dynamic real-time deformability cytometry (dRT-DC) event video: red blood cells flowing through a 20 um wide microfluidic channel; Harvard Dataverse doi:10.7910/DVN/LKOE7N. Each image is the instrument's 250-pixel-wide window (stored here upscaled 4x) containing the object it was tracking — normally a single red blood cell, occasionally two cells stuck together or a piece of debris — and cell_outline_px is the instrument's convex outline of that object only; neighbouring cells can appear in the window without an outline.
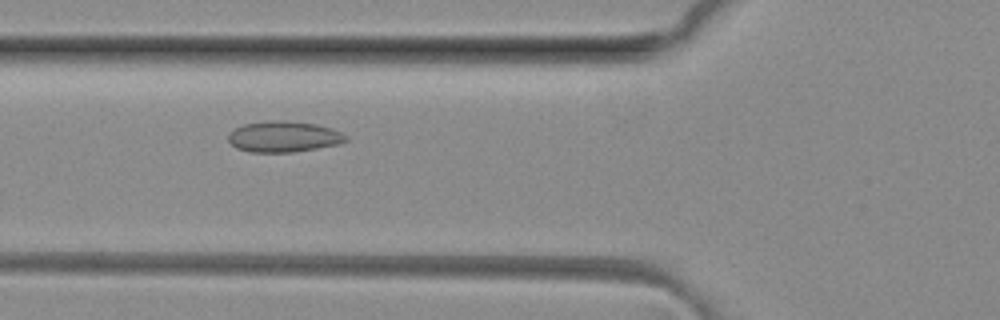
{"species": "common noctule bat (a hibernating species)", "species_latin": "Nyctalus noctula", "temperature_condition": "room temperature", "stored_images_in_passage": 30, "camera_frame_rate_fps": 3000, "um_per_image_px": 0.085, "animal": {"sex": "female", "body_mass_g": 29.2, "forearm_length_mm": 56.3}, "frame": {"image": 1, "passage_image": 6, "time_ms": 1.667, "image_size_px": [1000, 320], "cell_outline_px": [[348, 140], [340, 144], [292, 152], [248, 152], [236, 148], [228, 140], [228, 132], [244, 124], [268, 120], [288, 120], [316, 124], [332, 128], [348, 136]], "centroid_in_image_um": [24.11, 11.61], "position_along_channel_um": 101.7, "area_um2": 21.39}}
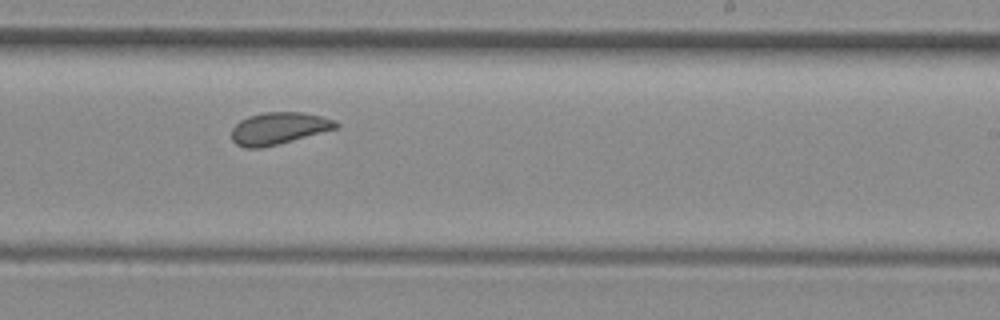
{"frame": {"image": 2, "passage_image": 18, "time_ms": 5.667, "image_size_px": [1000, 320], "cell_outline_px": [[340, 124], [336, 128], [292, 140], [260, 148], [244, 148], [236, 144], [232, 140], [232, 128], [240, 120], [248, 116], [264, 112], [304, 112], [336, 120]], "centroid_in_image_um": [23.66, 10.9], "position_along_channel_um": 265.3, "area_um2": 19.31}}
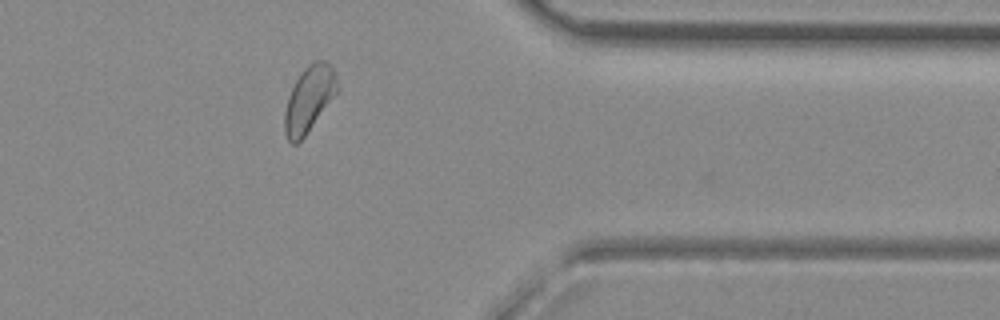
{"frame": {"image": 3, "passage_image": 28, "time_ms": 9.0, "image_size_px": [1000, 320], "cell_outline_px": [[340, 88], [304, 136], [296, 144], [292, 144], [288, 140], [284, 132], [284, 112], [288, 96], [296, 80], [304, 68], [308, 64], [316, 60], [324, 60], [332, 64], [336, 72]], "centroid_in_image_um": [26.29, 8.37], "position_along_channel_um": 385.1, "area_um2": 20.23}, "authors_computed_cell_mechanics": {"area_um2": 19.8543, "velocity_mm_per_s": 4.1019, "shape_relaxation_time_tau1_ms": null, "shape_relaxation_time_tau2_ms": 2.2945, "deformation_change_tau1": null, "deformation_change_tau2": 0.0838}}